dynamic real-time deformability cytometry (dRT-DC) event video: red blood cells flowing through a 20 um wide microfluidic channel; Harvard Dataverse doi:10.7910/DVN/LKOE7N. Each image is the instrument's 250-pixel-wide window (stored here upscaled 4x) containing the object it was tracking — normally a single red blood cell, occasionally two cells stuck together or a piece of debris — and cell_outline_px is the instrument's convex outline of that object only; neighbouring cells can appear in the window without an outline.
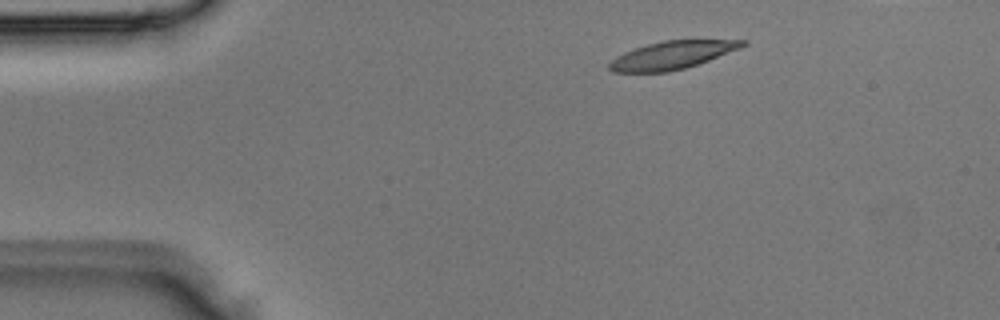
{"species": "Egyptian fruit bat (a non-hibernating species)", "species_latin": "Rousettus aegyptiacus", "temperature_condition": "room temperature", "stored_images_in_passage": 2, "camera_frame_rate_fps": 3000, "um_per_image_px": 0.085, "animal": {"sex": "male"}, "frame": {"image": 1, "passage_image": 1, "time_ms": 0.0, "image_size_px": [1000, 320], "cell_outline_px": [[748, 44], [740, 48], [708, 60], [684, 68], [668, 72], [612, 72], [608, 68], [608, 64], [616, 56], [624, 52], [648, 44], [664, 40], [748, 40]], "centroid_in_image_um": [57.11, 4.68], "position_along_channel_um": 27.9, "area_um2": 21.44}}